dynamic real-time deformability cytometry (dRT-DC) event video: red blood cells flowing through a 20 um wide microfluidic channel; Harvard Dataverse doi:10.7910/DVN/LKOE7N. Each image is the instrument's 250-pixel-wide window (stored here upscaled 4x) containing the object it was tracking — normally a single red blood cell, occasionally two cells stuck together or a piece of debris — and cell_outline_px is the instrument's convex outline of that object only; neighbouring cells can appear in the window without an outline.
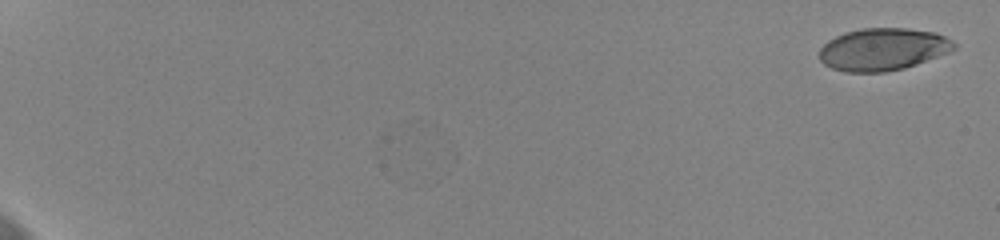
{"species": "human", "species_latin": "Homo sapiens", "temperature_condition": "cold", "stored_images_in_passage": 46, "camera_frame_rate_fps": 3000, "um_per_image_px": 0.085, "donor": {"sex": "female"}, "frame": {"image": 1, "passage_image": 1, "time_ms": 0.0, "image_size_px": [1000, 240], "cell_outline_px": [[956, 48], [948, 52], [916, 64], [904, 68], [884, 72], [844, 72], [832, 68], [824, 64], [820, 60], [820, 48], [828, 40], [844, 32], [860, 28], [908, 28], [936, 32], [952, 40], [956, 44]], "centroid_in_image_um": [75.03, 4.18], "position_along_channel_um": 10.0, "area_um2": 33.29}}
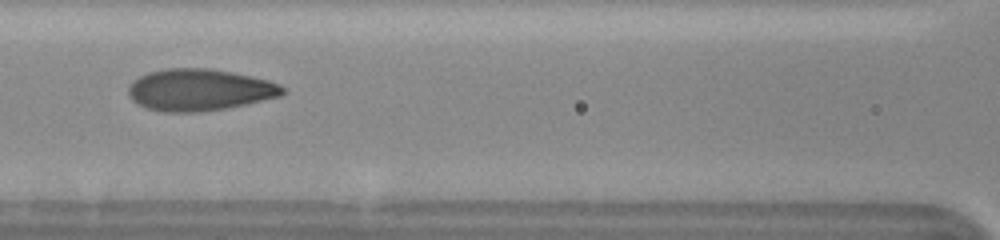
{"frame": {"image": 2, "passage_image": 25, "time_ms": 8.0, "image_size_px": [1000, 240], "cell_outline_px": [[284, 92], [280, 96], [228, 108], [200, 112], [164, 112], [148, 108], [132, 100], [128, 96], [128, 88], [140, 76], [148, 72], [164, 68], [208, 68], [232, 72], [252, 76], [268, 80], [280, 84], [284, 88]], "centroid_in_image_um": [16.96, 7.63], "position_along_channel_um": 149.6, "area_um2": 37.45}}
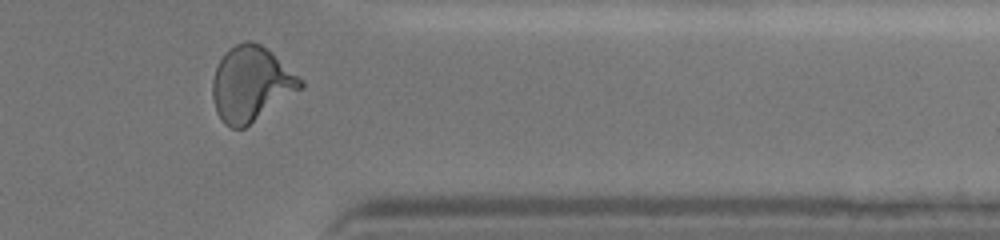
{"frame": {"image": 3, "passage_image": 42, "time_ms": 13.667, "image_size_px": [1000, 240], "cell_outline_px": [[304, 88], [244, 128], [232, 128], [224, 124], [216, 112], [212, 100], [212, 80], [216, 68], [224, 52], [228, 48], [244, 40], [252, 40], [260, 44], [272, 52], [304, 80]], "centroid_in_image_um": [21.35, 7.12], "position_along_channel_um": 390.1, "area_um2": 38.78}, "authors_computed_cell_mechanics": {"area_um2": 35.6915, "velocity_mm_per_s": 3.6959, "shape_relaxation_time_tau1_ms": 2.9303, "shape_relaxation_time_tau2_ms": 0.6242, "deformation_change_tau1": 0.1682, "deformation_change_tau2": 0.07}}